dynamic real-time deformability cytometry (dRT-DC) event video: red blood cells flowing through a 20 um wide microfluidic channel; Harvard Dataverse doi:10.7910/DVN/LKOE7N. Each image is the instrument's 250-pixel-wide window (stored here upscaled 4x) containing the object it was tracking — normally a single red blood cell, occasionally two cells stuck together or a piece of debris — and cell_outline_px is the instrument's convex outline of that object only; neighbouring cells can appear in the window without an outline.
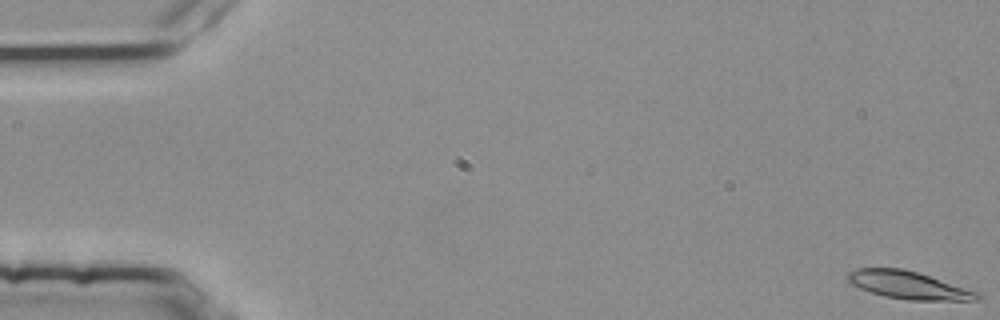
{"species": "common noctule bat (a hibernating species)", "species_latin": "Nyctalus noctula", "temperature_condition": "room temperature", "stored_images_in_passage": 52, "camera_frame_rate_fps": 3000, "um_per_image_px": 0.085, "animal": {"sex": "female", "body_mass_g": 25.1}, "frame": {"image": 1, "passage_image": 1, "time_ms": 0.0, "image_size_px": [1000, 320], "cell_outline_px": [[984, 296], [980, 300], [908, 300], [884, 296], [848, 284], [844, 280], [844, 276], [848, 272], [856, 268], [904, 268], [980, 292]], "centroid_in_image_um": [77.18, 24.23], "position_along_channel_um": 7.8, "area_um2": 21.21}}
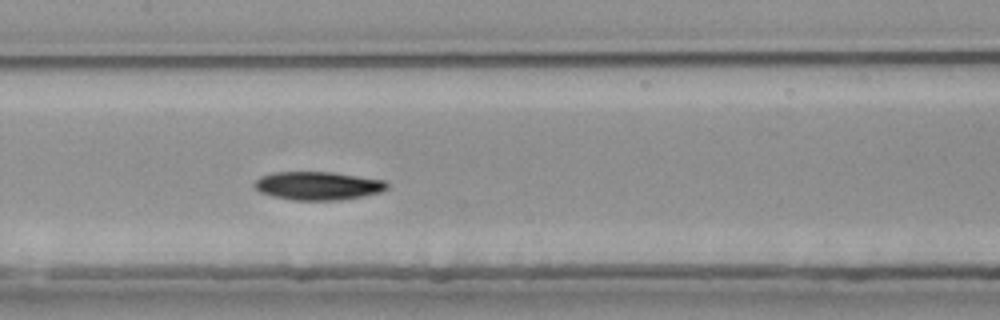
{"frame": {"image": 2, "passage_image": 27, "time_ms": 8.667, "image_size_px": [1000, 320], "cell_outline_px": [[388, 188], [380, 192], [364, 196], [340, 200], [292, 200], [272, 196], [260, 192], [252, 184], [260, 176], [272, 172], [332, 172], [384, 180], [388, 184]], "centroid_in_image_um": [27.0, 15.79], "position_along_channel_um": 180.4, "area_um2": 21.96}}
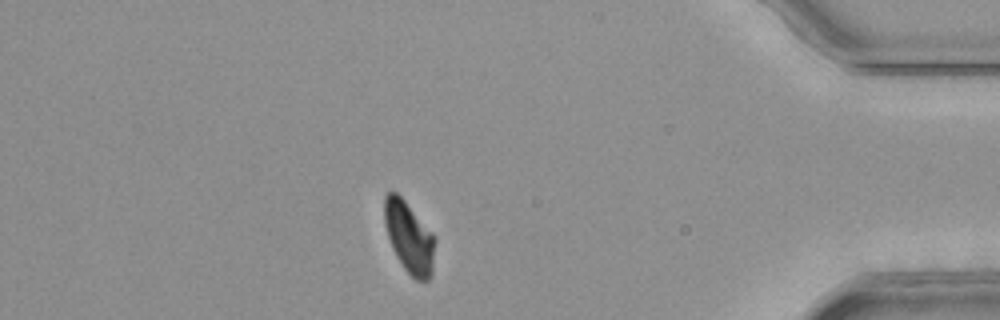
{"frame": {"image": 3, "passage_image": 48, "time_ms": 15.667, "image_size_px": [1000, 320], "cell_outline_px": [[436, 240], [432, 276], [428, 280], [416, 280], [404, 268], [396, 256], [392, 248], [388, 236], [384, 220], [384, 196], [388, 192], [396, 192], [404, 200], [436, 236]], "centroid_in_image_um": [34.8, 20.18], "position_along_channel_um": 400.4, "area_um2": 21.1}, "authors_computed_cell_mechanics": {"area_um2": 21.7617, "velocity_mm_per_s": 3.7686, "shape_relaxation_time_tau1_ms": 6.893, "shape_relaxation_time_tau2_ms": null, "deformation_change_tau1": 0.1658, "deformation_change_tau2": null}}